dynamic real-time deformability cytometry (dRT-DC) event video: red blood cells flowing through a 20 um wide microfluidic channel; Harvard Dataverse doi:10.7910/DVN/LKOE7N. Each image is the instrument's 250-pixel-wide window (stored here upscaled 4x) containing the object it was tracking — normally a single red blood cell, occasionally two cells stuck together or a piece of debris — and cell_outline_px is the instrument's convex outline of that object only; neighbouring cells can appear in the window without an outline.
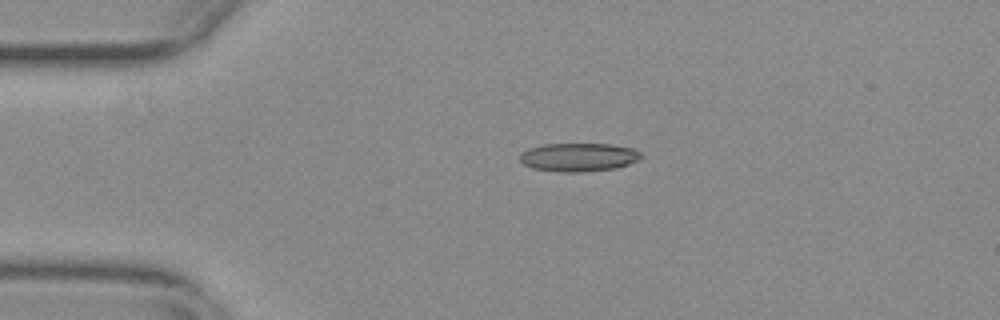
{"species": "common noctule bat (a hibernating species)", "species_latin": "Nyctalus noctula", "temperature_condition": "warm", "stored_images_in_passage": 43, "camera_frame_rate_fps": 3000, "um_per_image_px": 0.085, "animal": {"sex": "female", "body_mass_g": 29.2, "forearm_length_mm": 56.3}, "frame": {"image": 1, "passage_image": 1, "time_ms": 0.0, "image_size_px": [1000, 320], "cell_outline_px": [[644, 156], [628, 164], [616, 168], [584, 172], [560, 172], [532, 168], [524, 164], [520, 160], [520, 152], [528, 148], [544, 144], [612, 144], [632, 148], [640, 152]], "centroid_in_image_um": [49.16, 13.36], "position_along_channel_um": 35.8, "area_um2": 20.17}}
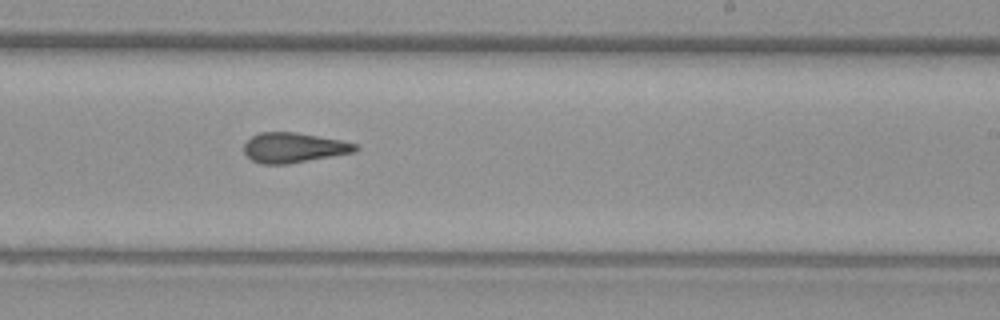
{"frame": {"image": 2, "passage_image": 22, "time_ms": 7.0, "image_size_px": [1000, 320], "cell_outline_px": [[360, 148], [356, 152], [288, 164], [260, 164], [252, 160], [244, 152], [244, 144], [252, 136], [260, 132], [296, 132], [340, 140], [356, 144]], "centroid_in_image_um": [24.97, 12.55], "position_along_channel_um": 264.0, "area_um2": 19.48}}
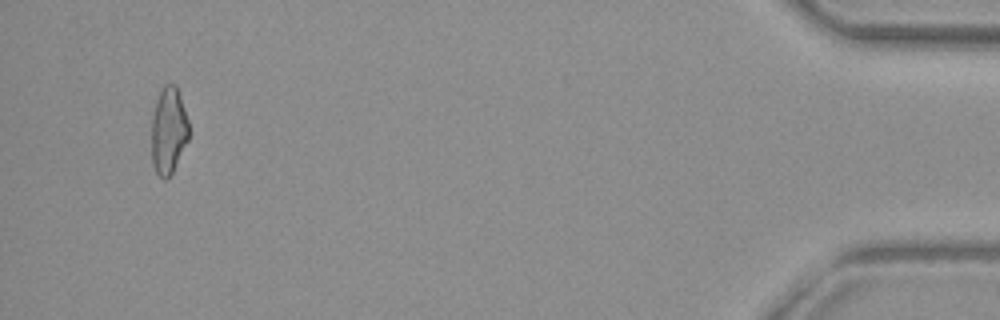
{"frame": {"image": 3, "passage_image": 41, "time_ms": 13.333, "image_size_px": [1000, 320], "cell_outline_px": [[188, 140], [172, 172], [164, 180], [156, 172], [152, 164], [152, 116], [156, 100], [160, 88], [164, 84], [176, 84], [188, 120]], "centroid_in_image_um": [14.31, 11.06], "position_along_channel_um": 420.9, "area_um2": 18.79}, "authors_computed_cell_mechanics": {"area_um2": 19.5364, "velocity_mm_per_s": 3.7973, "shape_relaxation_time_tau1_ms": null, "shape_relaxation_time_tau2_ms": 2.5193, "deformation_change_tau1": null, "deformation_change_tau2": 0.1191}}